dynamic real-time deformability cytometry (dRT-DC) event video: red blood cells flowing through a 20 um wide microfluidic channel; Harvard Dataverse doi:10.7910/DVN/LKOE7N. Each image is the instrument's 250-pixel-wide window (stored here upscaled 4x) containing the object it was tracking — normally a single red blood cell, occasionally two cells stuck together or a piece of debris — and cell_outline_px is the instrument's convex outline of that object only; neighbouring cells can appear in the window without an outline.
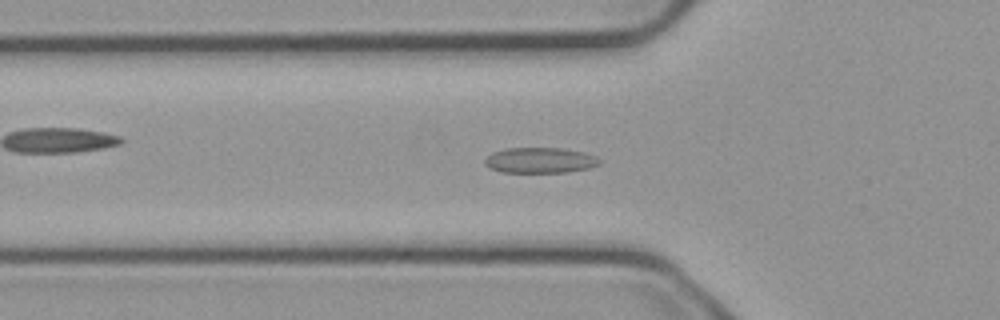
{"species": "common noctule bat (a hibernating species)", "species_latin": "Nyctalus noctula", "temperature_condition": "cold", "stored_images_in_passage": 38, "camera_frame_rate_fps": 3000, "um_per_image_px": 0.085, "animal": {"sex": "male", "body_mass_g": 23.1, "forearm_length_mm": 52.7}, "frame": {"image": 1, "passage_image": 2, "time_ms": 0.333, "image_size_px": [1000, 320], "cell_outline_px": [[600, 164], [588, 168], [568, 172], [500, 172], [488, 168], [484, 164], [484, 160], [492, 152], [504, 148], [560, 148], [580, 152], [596, 156], [600, 160]], "centroid_in_image_um": [45.85, 13.63], "position_along_channel_um": 80.0, "area_um2": 17.05}}
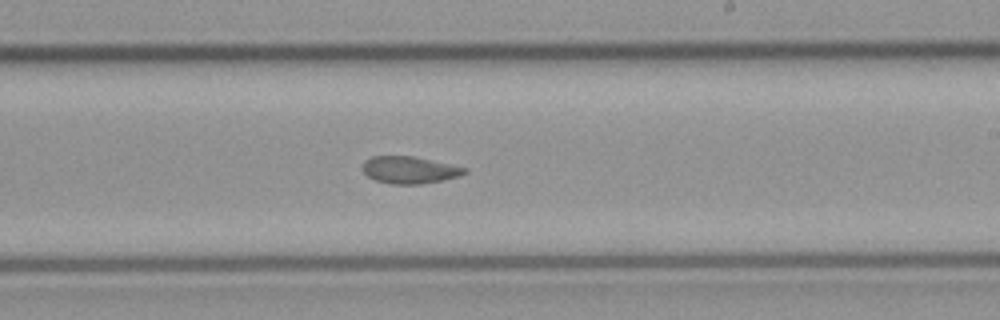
{"frame": {"image": 2, "passage_image": 16, "time_ms": 5.0, "image_size_px": [1000, 320], "cell_outline_px": [[468, 172], [460, 176], [444, 180], [420, 184], [392, 184], [376, 180], [368, 176], [364, 172], [364, 160], [372, 156], [416, 156], [468, 168]], "centroid_in_image_um": [34.86, 14.44], "position_along_channel_um": 254.1, "area_um2": 16.18}}
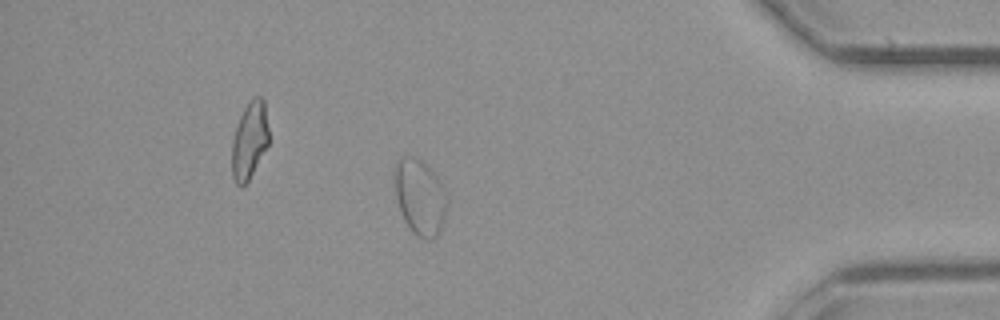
{"frame": {"image": 3, "passage_image": 31, "time_ms": 10.0, "image_size_px": [1000, 320], "cell_outline_px": [[448, 204], [444, 220], [436, 236], [432, 240], [424, 240], [416, 236], [412, 232], [404, 220], [400, 212], [396, 196], [392, 172], [396, 164], [404, 156], [412, 156], [420, 160], [444, 184], [448, 200]], "centroid_in_image_um": [35.69, 16.78], "position_along_channel_um": 399.5, "area_um2": 23.47}, "authors_computed_cell_mechanics": {"area_um2": 16.9643, "velocity_mm_per_s": 3.7152, "shape_relaxation_time_tau1_ms": null, "shape_relaxation_time_tau2_ms": 2.6625, "deformation_change_tau1": null, "deformation_change_tau2": 0.0566}}